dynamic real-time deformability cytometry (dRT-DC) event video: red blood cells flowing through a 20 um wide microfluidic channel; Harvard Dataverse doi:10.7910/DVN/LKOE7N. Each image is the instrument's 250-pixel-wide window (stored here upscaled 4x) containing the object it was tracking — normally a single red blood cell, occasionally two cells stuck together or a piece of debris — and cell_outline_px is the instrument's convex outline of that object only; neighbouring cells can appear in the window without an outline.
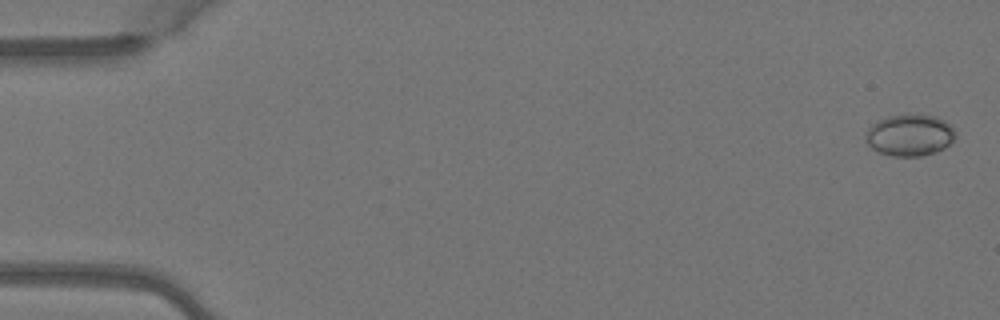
{"species": "Egyptian fruit bat (a non-hibernating species)", "species_latin": "Rousettus aegyptiacus", "temperature_condition": "warm", "stored_images_in_passage": 5, "camera_frame_rate_fps": 3000, "um_per_image_px": 0.085, "animal": {"sex": "female"}, "frame": {"image": 1, "passage_image": 1, "time_ms": 0.0, "image_size_px": [1000, 320], "cell_outline_px": [[956, 136], [944, 148], [936, 152], [920, 156], [892, 156], [880, 152], [872, 148], [864, 140], [864, 132], [876, 120], [888, 116], [936, 116], [944, 120], [956, 132]], "centroid_in_image_um": [77.28, 11.51], "position_along_channel_um": 7.7, "area_um2": 21.56}}